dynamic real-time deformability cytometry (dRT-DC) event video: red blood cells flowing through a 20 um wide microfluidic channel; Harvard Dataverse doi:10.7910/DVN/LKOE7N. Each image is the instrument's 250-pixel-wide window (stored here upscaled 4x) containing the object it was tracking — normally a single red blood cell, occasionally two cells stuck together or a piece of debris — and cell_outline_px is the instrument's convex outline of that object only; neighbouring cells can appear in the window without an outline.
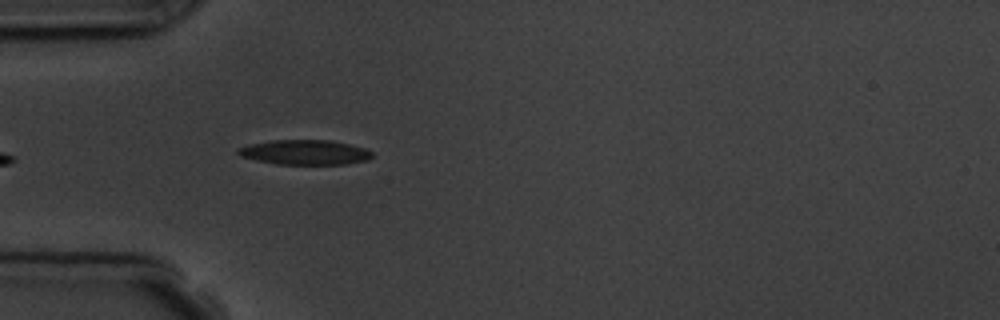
{"species": "common noctule bat (a hibernating species)", "species_latin": "Nyctalus noctula", "temperature_condition": "room temperature", "stored_images_in_passage": 6, "camera_frame_rate_fps": 3000, "um_per_image_px": 0.085, "animal": {"sex": "male", "body_mass_g": 19.5, "forearm_length_mm": 54.6}, "frame": {"image": 1, "passage_image": 6, "time_ms": 5.667, "image_size_px": [1000, 320], "cell_outline_px": [[372, 156], [368, 160], [344, 164], [276, 164], [256, 160], [240, 156], [236, 152], [236, 148], [248, 144], [272, 140], [332, 140], [364, 148], [372, 152]], "centroid_in_image_um": [25.87, 12.94], "position_along_channel_um": 59.1, "area_um2": 19.42}}